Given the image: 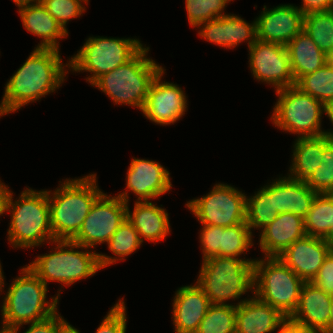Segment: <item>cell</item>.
Wrapping results in <instances>:
<instances>
[{
    "label": "cell",
    "instance_id": "obj_25",
    "mask_svg": "<svg viewBox=\"0 0 333 333\" xmlns=\"http://www.w3.org/2000/svg\"><path fill=\"white\" fill-rule=\"evenodd\" d=\"M18 11L25 29L42 38L37 48L58 49L57 40L68 35L41 2L20 8Z\"/></svg>",
    "mask_w": 333,
    "mask_h": 333
},
{
    "label": "cell",
    "instance_id": "obj_13",
    "mask_svg": "<svg viewBox=\"0 0 333 333\" xmlns=\"http://www.w3.org/2000/svg\"><path fill=\"white\" fill-rule=\"evenodd\" d=\"M249 50V64L256 79L277 90L295 85L286 46L257 39Z\"/></svg>",
    "mask_w": 333,
    "mask_h": 333
},
{
    "label": "cell",
    "instance_id": "obj_2",
    "mask_svg": "<svg viewBox=\"0 0 333 333\" xmlns=\"http://www.w3.org/2000/svg\"><path fill=\"white\" fill-rule=\"evenodd\" d=\"M50 225L54 240H72L80 231L95 200L103 193L96 184V174L66 180L49 195Z\"/></svg>",
    "mask_w": 333,
    "mask_h": 333
},
{
    "label": "cell",
    "instance_id": "obj_39",
    "mask_svg": "<svg viewBox=\"0 0 333 333\" xmlns=\"http://www.w3.org/2000/svg\"><path fill=\"white\" fill-rule=\"evenodd\" d=\"M200 234L203 260L220 256V239L223 226L205 225Z\"/></svg>",
    "mask_w": 333,
    "mask_h": 333
},
{
    "label": "cell",
    "instance_id": "obj_36",
    "mask_svg": "<svg viewBox=\"0 0 333 333\" xmlns=\"http://www.w3.org/2000/svg\"><path fill=\"white\" fill-rule=\"evenodd\" d=\"M231 0H186V10L191 26L200 24L227 15L222 14L225 6Z\"/></svg>",
    "mask_w": 333,
    "mask_h": 333
},
{
    "label": "cell",
    "instance_id": "obj_28",
    "mask_svg": "<svg viewBox=\"0 0 333 333\" xmlns=\"http://www.w3.org/2000/svg\"><path fill=\"white\" fill-rule=\"evenodd\" d=\"M308 236L325 238L333 229V193L317 194L304 217Z\"/></svg>",
    "mask_w": 333,
    "mask_h": 333
},
{
    "label": "cell",
    "instance_id": "obj_31",
    "mask_svg": "<svg viewBox=\"0 0 333 333\" xmlns=\"http://www.w3.org/2000/svg\"><path fill=\"white\" fill-rule=\"evenodd\" d=\"M295 86L325 106L333 103V67L324 65L313 73L300 77Z\"/></svg>",
    "mask_w": 333,
    "mask_h": 333
},
{
    "label": "cell",
    "instance_id": "obj_18",
    "mask_svg": "<svg viewBox=\"0 0 333 333\" xmlns=\"http://www.w3.org/2000/svg\"><path fill=\"white\" fill-rule=\"evenodd\" d=\"M210 305V299L197 283L177 290L173 302L176 333H196Z\"/></svg>",
    "mask_w": 333,
    "mask_h": 333
},
{
    "label": "cell",
    "instance_id": "obj_9",
    "mask_svg": "<svg viewBox=\"0 0 333 333\" xmlns=\"http://www.w3.org/2000/svg\"><path fill=\"white\" fill-rule=\"evenodd\" d=\"M279 99L274 107L272 120L275 126L297 133L300 137H317L321 130V116L326 106L295 85L276 90ZM302 135V136H301Z\"/></svg>",
    "mask_w": 333,
    "mask_h": 333
},
{
    "label": "cell",
    "instance_id": "obj_19",
    "mask_svg": "<svg viewBox=\"0 0 333 333\" xmlns=\"http://www.w3.org/2000/svg\"><path fill=\"white\" fill-rule=\"evenodd\" d=\"M199 27H202L199 32L201 37L221 47L231 48L244 40H249L248 46L250 48L257 40L256 21L249 24L233 14L206 21Z\"/></svg>",
    "mask_w": 333,
    "mask_h": 333
},
{
    "label": "cell",
    "instance_id": "obj_4",
    "mask_svg": "<svg viewBox=\"0 0 333 333\" xmlns=\"http://www.w3.org/2000/svg\"><path fill=\"white\" fill-rule=\"evenodd\" d=\"M12 198L8 190L4 211L12 213L8 229L12 246L29 248L41 245L45 240L55 242L50 225L48 191L26 189L18 201L13 202Z\"/></svg>",
    "mask_w": 333,
    "mask_h": 333
},
{
    "label": "cell",
    "instance_id": "obj_14",
    "mask_svg": "<svg viewBox=\"0 0 333 333\" xmlns=\"http://www.w3.org/2000/svg\"><path fill=\"white\" fill-rule=\"evenodd\" d=\"M163 73L164 70L153 80L141 111L154 123L168 125L184 115L187 100L180 87L160 81Z\"/></svg>",
    "mask_w": 333,
    "mask_h": 333
},
{
    "label": "cell",
    "instance_id": "obj_3",
    "mask_svg": "<svg viewBox=\"0 0 333 333\" xmlns=\"http://www.w3.org/2000/svg\"><path fill=\"white\" fill-rule=\"evenodd\" d=\"M8 288L2 306V330L17 333L23 324L44 320L57 312L58 296L46 301L47 286L28 268Z\"/></svg>",
    "mask_w": 333,
    "mask_h": 333
},
{
    "label": "cell",
    "instance_id": "obj_44",
    "mask_svg": "<svg viewBox=\"0 0 333 333\" xmlns=\"http://www.w3.org/2000/svg\"><path fill=\"white\" fill-rule=\"evenodd\" d=\"M8 186L0 182V215H2L5 207V199L8 192Z\"/></svg>",
    "mask_w": 333,
    "mask_h": 333
},
{
    "label": "cell",
    "instance_id": "obj_6",
    "mask_svg": "<svg viewBox=\"0 0 333 333\" xmlns=\"http://www.w3.org/2000/svg\"><path fill=\"white\" fill-rule=\"evenodd\" d=\"M254 262L236 257L214 256L203 260L197 284L211 304H225L254 290Z\"/></svg>",
    "mask_w": 333,
    "mask_h": 333
},
{
    "label": "cell",
    "instance_id": "obj_7",
    "mask_svg": "<svg viewBox=\"0 0 333 333\" xmlns=\"http://www.w3.org/2000/svg\"><path fill=\"white\" fill-rule=\"evenodd\" d=\"M254 262V295L283 316H292L305 281L277 257ZM256 287V288H255Z\"/></svg>",
    "mask_w": 333,
    "mask_h": 333
},
{
    "label": "cell",
    "instance_id": "obj_1",
    "mask_svg": "<svg viewBox=\"0 0 333 333\" xmlns=\"http://www.w3.org/2000/svg\"><path fill=\"white\" fill-rule=\"evenodd\" d=\"M63 66L59 49L36 47L7 82L0 116L54 92L64 81L66 72Z\"/></svg>",
    "mask_w": 333,
    "mask_h": 333
},
{
    "label": "cell",
    "instance_id": "obj_20",
    "mask_svg": "<svg viewBox=\"0 0 333 333\" xmlns=\"http://www.w3.org/2000/svg\"><path fill=\"white\" fill-rule=\"evenodd\" d=\"M260 233V247L265 257H278L296 240L305 237L304 218L293 213H281Z\"/></svg>",
    "mask_w": 333,
    "mask_h": 333
},
{
    "label": "cell",
    "instance_id": "obj_15",
    "mask_svg": "<svg viewBox=\"0 0 333 333\" xmlns=\"http://www.w3.org/2000/svg\"><path fill=\"white\" fill-rule=\"evenodd\" d=\"M257 39L286 46L304 27V15L293 5H280L264 11L255 20Z\"/></svg>",
    "mask_w": 333,
    "mask_h": 333
},
{
    "label": "cell",
    "instance_id": "obj_40",
    "mask_svg": "<svg viewBox=\"0 0 333 333\" xmlns=\"http://www.w3.org/2000/svg\"><path fill=\"white\" fill-rule=\"evenodd\" d=\"M69 326L56 312L44 320L31 323L24 333H63Z\"/></svg>",
    "mask_w": 333,
    "mask_h": 333
},
{
    "label": "cell",
    "instance_id": "obj_29",
    "mask_svg": "<svg viewBox=\"0 0 333 333\" xmlns=\"http://www.w3.org/2000/svg\"><path fill=\"white\" fill-rule=\"evenodd\" d=\"M274 209V197H271V185L264 186L255 196L246 198V224L252 228L264 229L278 216Z\"/></svg>",
    "mask_w": 333,
    "mask_h": 333
},
{
    "label": "cell",
    "instance_id": "obj_22",
    "mask_svg": "<svg viewBox=\"0 0 333 333\" xmlns=\"http://www.w3.org/2000/svg\"><path fill=\"white\" fill-rule=\"evenodd\" d=\"M277 309L256 296L236 305L235 333H270L284 318Z\"/></svg>",
    "mask_w": 333,
    "mask_h": 333
},
{
    "label": "cell",
    "instance_id": "obj_30",
    "mask_svg": "<svg viewBox=\"0 0 333 333\" xmlns=\"http://www.w3.org/2000/svg\"><path fill=\"white\" fill-rule=\"evenodd\" d=\"M142 243L136 229L126 219L107 243L110 251L113 252L115 256H119V259L99 254L100 268H104L118 260H124L125 258L122 259L121 257L130 255L136 251Z\"/></svg>",
    "mask_w": 333,
    "mask_h": 333
},
{
    "label": "cell",
    "instance_id": "obj_10",
    "mask_svg": "<svg viewBox=\"0 0 333 333\" xmlns=\"http://www.w3.org/2000/svg\"><path fill=\"white\" fill-rule=\"evenodd\" d=\"M142 48L137 39L90 37L65 66L92 73L86 78L92 84L102 74L130 61Z\"/></svg>",
    "mask_w": 333,
    "mask_h": 333
},
{
    "label": "cell",
    "instance_id": "obj_34",
    "mask_svg": "<svg viewBox=\"0 0 333 333\" xmlns=\"http://www.w3.org/2000/svg\"><path fill=\"white\" fill-rule=\"evenodd\" d=\"M304 182L317 194L333 193V141L325 134L321 165Z\"/></svg>",
    "mask_w": 333,
    "mask_h": 333
},
{
    "label": "cell",
    "instance_id": "obj_50",
    "mask_svg": "<svg viewBox=\"0 0 333 333\" xmlns=\"http://www.w3.org/2000/svg\"><path fill=\"white\" fill-rule=\"evenodd\" d=\"M63 333H80V332L72 325H70Z\"/></svg>",
    "mask_w": 333,
    "mask_h": 333
},
{
    "label": "cell",
    "instance_id": "obj_8",
    "mask_svg": "<svg viewBox=\"0 0 333 333\" xmlns=\"http://www.w3.org/2000/svg\"><path fill=\"white\" fill-rule=\"evenodd\" d=\"M54 243L57 246L53 253L40 255L27 266L46 286L48 281L71 285L101 269L99 253L74 250L88 248L72 240H55Z\"/></svg>",
    "mask_w": 333,
    "mask_h": 333
},
{
    "label": "cell",
    "instance_id": "obj_42",
    "mask_svg": "<svg viewBox=\"0 0 333 333\" xmlns=\"http://www.w3.org/2000/svg\"><path fill=\"white\" fill-rule=\"evenodd\" d=\"M333 8V0H303V4L298 8L303 15L310 13L330 11Z\"/></svg>",
    "mask_w": 333,
    "mask_h": 333
},
{
    "label": "cell",
    "instance_id": "obj_16",
    "mask_svg": "<svg viewBox=\"0 0 333 333\" xmlns=\"http://www.w3.org/2000/svg\"><path fill=\"white\" fill-rule=\"evenodd\" d=\"M331 250L323 238L306 235L296 240L277 258L305 282H311Z\"/></svg>",
    "mask_w": 333,
    "mask_h": 333
},
{
    "label": "cell",
    "instance_id": "obj_46",
    "mask_svg": "<svg viewBox=\"0 0 333 333\" xmlns=\"http://www.w3.org/2000/svg\"><path fill=\"white\" fill-rule=\"evenodd\" d=\"M324 65L333 67V49L324 53Z\"/></svg>",
    "mask_w": 333,
    "mask_h": 333
},
{
    "label": "cell",
    "instance_id": "obj_24",
    "mask_svg": "<svg viewBox=\"0 0 333 333\" xmlns=\"http://www.w3.org/2000/svg\"><path fill=\"white\" fill-rule=\"evenodd\" d=\"M127 203V220L136 229L140 240L149 241L164 239L170 232L168 213L164 208L156 206L150 201H137L133 213H130Z\"/></svg>",
    "mask_w": 333,
    "mask_h": 333
},
{
    "label": "cell",
    "instance_id": "obj_47",
    "mask_svg": "<svg viewBox=\"0 0 333 333\" xmlns=\"http://www.w3.org/2000/svg\"><path fill=\"white\" fill-rule=\"evenodd\" d=\"M18 5L19 9L40 2V0H13Z\"/></svg>",
    "mask_w": 333,
    "mask_h": 333
},
{
    "label": "cell",
    "instance_id": "obj_26",
    "mask_svg": "<svg viewBox=\"0 0 333 333\" xmlns=\"http://www.w3.org/2000/svg\"><path fill=\"white\" fill-rule=\"evenodd\" d=\"M294 81L324 66V53L302 30L286 45Z\"/></svg>",
    "mask_w": 333,
    "mask_h": 333
},
{
    "label": "cell",
    "instance_id": "obj_32",
    "mask_svg": "<svg viewBox=\"0 0 333 333\" xmlns=\"http://www.w3.org/2000/svg\"><path fill=\"white\" fill-rule=\"evenodd\" d=\"M303 30L323 53L333 49L332 10L305 15Z\"/></svg>",
    "mask_w": 333,
    "mask_h": 333
},
{
    "label": "cell",
    "instance_id": "obj_37",
    "mask_svg": "<svg viewBox=\"0 0 333 333\" xmlns=\"http://www.w3.org/2000/svg\"><path fill=\"white\" fill-rule=\"evenodd\" d=\"M82 1L88 3V0H40L49 14L66 32V23L71 18H77L85 11V8L81 4Z\"/></svg>",
    "mask_w": 333,
    "mask_h": 333
},
{
    "label": "cell",
    "instance_id": "obj_17",
    "mask_svg": "<svg viewBox=\"0 0 333 333\" xmlns=\"http://www.w3.org/2000/svg\"><path fill=\"white\" fill-rule=\"evenodd\" d=\"M169 171L157 162L132 159L127 173V189L138 197L139 202L165 194L172 187Z\"/></svg>",
    "mask_w": 333,
    "mask_h": 333
},
{
    "label": "cell",
    "instance_id": "obj_5",
    "mask_svg": "<svg viewBox=\"0 0 333 333\" xmlns=\"http://www.w3.org/2000/svg\"><path fill=\"white\" fill-rule=\"evenodd\" d=\"M149 48L143 47L130 61L102 74L91 85L106 93L115 104H128L142 110L149 88L164 69L145 57Z\"/></svg>",
    "mask_w": 333,
    "mask_h": 333
},
{
    "label": "cell",
    "instance_id": "obj_41",
    "mask_svg": "<svg viewBox=\"0 0 333 333\" xmlns=\"http://www.w3.org/2000/svg\"><path fill=\"white\" fill-rule=\"evenodd\" d=\"M311 282L325 293L333 296V249L326 256L317 275Z\"/></svg>",
    "mask_w": 333,
    "mask_h": 333
},
{
    "label": "cell",
    "instance_id": "obj_12",
    "mask_svg": "<svg viewBox=\"0 0 333 333\" xmlns=\"http://www.w3.org/2000/svg\"><path fill=\"white\" fill-rule=\"evenodd\" d=\"M246 195L232 186L217 184L202 197L186 206L202 224L231 227L246 223Z\"/></svg>",
    "mask_w": 333,
    "mask_h": 333
},
{
    "label": "cell",
    "instance_id": "obj_33",
    "mask_svg": "<svg viewBox=\"0 0 333 333\" xmlns=\"http://www.w3.org/2000/svg\"><path fill=\"white\" fill-rule=\"evenodd\" d=\"M236 305L211 304L196 333H235Z\"/></svg>",
    "mask_w": 333,
    "mask_h": 333
},
{
    "label": "cell",
    "instance_id": "obj_11",
    "mask_svg": "<svg viewBox=\"0 0 333 333\" xmlns=\"http://www.w3.org/2000/svg\"><path fill=\"white\" fill-rule=\"evenodd\" d=\"M128 193L110 197L102 193L93 203L73 242L87 248L109 241L127 219Z\"/></svg>",
    "mask_w": 333,
    "mask_h": 333
},
{
    "label": "cell",
    "instance_id": "obj_38",
    "mask_svg": "<svg viewBox=\"0 0 333 333\" xmlns=\"http://www.w3.org/2000/svg\"><path fill=\"white\" fill-rule=\"evenodd\" d=\"M126 307L120 301L110 309L107 316L98 327L96 333H125L126 332Z\"/></svg>",
    "mask_w": 333,
    "mask_h": 333
},
{
    "label": "cell",
    "instance_id": "obj_51",
    "mask_svg": "<svg viewBox=\"0 0 333 333\" xmlns=\"http://www.w3.org/2000/svg\"><path fill=\"white\" fill-rule=\"evenodd\" d=\"M1 264H0V292L2 291V286L4 285V278L2 274V269H1Z\"/></svg>",
    "mask_w": 333,
    "mask_h": 333
},
{
    "label": "cell",
    "instance_id": "obj_27",
    "mask_svg": "<svg viewBox=\"0 0 333 333\" xmlns=\"http://www.w3.org/2000/svg\"><path fill=\"white\" fill-rule=\"evenodd\" d=\"M323 157V135L298 137L294 145L293 161L289 178L305 181L316 171Z\"/></svg>",
    "mask_w": 333,
    "mask_h": 333
},
{
    "label": "cell",
    "instance_id": "obj_23",
    "mask_svg": "<svg viewBox=\"0 0 333 333\" xmlns=\"http://www.w3.org/2000/svg\"><path fill=\"white\" fill-rule=\"evenodd\" d=\"M317 195L304 181L289 177L277 179L271 184V197L278 214L293 213L305 217Z\"/></svg>",
    "mask_w": 333,
    "mask_h": 333
},
{
    "label": "cell",
    "instance_id": "obj_52",
    "mask_svg": "<svg viewBox=\"0 0 333 333\" xmlns=\"http://www.w3.org/2000/svg\"><path fill=\"white\" fill-rule=\"evenodd\" d=\"M0 333H10V331H6V330L1 329Z\"/></svg>",
    "mask_w": 333,
    "mask_h": 333
},
{
    "label": "cell",
    "instance_id": "obj_43",
    "mask_svg": "<svg viewBox=\"0 0 333 333\" xmlns=\"http://www.w3.org/2000/svg\"><path fill=\"white\" fill-rule=\"evenodd\" d=\"M277 328H280L278 333H316L301 322L294 320L291 316L284 317Z\"/></svg>",
    "mask_w": 333,
    "mask_h": 333
},
{
    "label": "cell",
    "instance_id": "obj_48",
    "mask_svg": "<svg viewBox=\"0 0 333 333\" xmlns=\"http://www.w3.org/2000/svg\"><path fill=\"white\" fill-rule=\"evenodd\" d=\"M328 333H333V299L330 307V317L328 322Z\"/></svg>",
    "mask_w": 333,
    "mask_h": 333
},
{
    "label": "cell",
    "instance_id": "obj_49",
    "mask_svg": "<svg viewBox=\"0 0 333 333\" xmlns=\"http://www.w3.org/2000/svg\"><path fill=\"white\" fill-rule=\"evenodd\" d=\"M324 241L333 249V229L329 231Z\"/></svg>",
    "mask_w": 333,
    "mask_h": 333
},
{
    "label": "cell",
    "instance_id": "obj_35",
    "mask_svg": "<svg viewBox=\"0 0 333 333\" xmlns=\"http://www.w3.org/2000/svg\"><path fill=\"white\" fill-rule=\"evenodd\" d=\"M252 232L246 223L223 227L220 239V256L236 257L252 246Z\"/></svg>",
    "mask_w": 333,
    "mask_h": 333
},
{
    "label": "cell",
    "instance_id": "obj_45",
    "mask_svg": "<svg viewBox=\"0 0 333 333\" xmlns=\"http://www.w3.org/2000/svg\"><path fill=\"white\" fill-rule=\"evenodd\" d=\"M327 116L329 117L330 121L333 123V103L326 105V112ZM325 135L333 141V132H325Z\"/></svg>",
    "mask_w": 333,
    "mask_h": 333
},
{
    "label": "cell",
    "instance_id": "obj_21",
    "mask_svg": "<svg viewBox=\"0 0 333 333\" xmlns=\"http://www.w3.org/2000/svg\"><path fill=\"white\" fill-rule=\"evenodd\" d=\"M332 299V295L325 293L312 282H305L298 307L291 317L316 333H328Z\"/></svg>",
    "mask_w": 333,
    "mask_h": 333
}]
</instances>
